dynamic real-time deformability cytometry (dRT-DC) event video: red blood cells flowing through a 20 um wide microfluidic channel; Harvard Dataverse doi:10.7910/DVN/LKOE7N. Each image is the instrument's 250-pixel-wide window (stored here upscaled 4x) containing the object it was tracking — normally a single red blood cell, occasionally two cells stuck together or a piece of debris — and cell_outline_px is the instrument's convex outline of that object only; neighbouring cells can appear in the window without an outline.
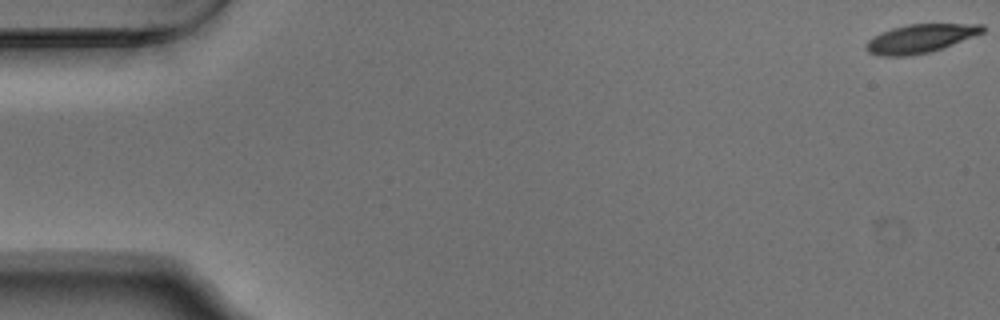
{"species": "Egyptian fruit bat (a non-hibernating species)", "species_latin": "Rousettus aegyptiacus", "temperature_condition": "warm", "stored_images_in_passage": 55, "camera_frame_rate_fps": 3000, "um_per_image_px": 0.085, "animal": {"sex": "male"}, "frame": {"image": 1, "passage_image": 1, "time_ms": 0.0, "image_size_px": [1000, 320], "cell_outline_px": [[984, 32], [944, 48], [912, 56], [880, 56], [868, 52], [864, 48], [864, 44], [872, 36], [880, 32], [892, 28], [908, 24], [984, 24]], "centroid_in_image_um": [78.18, 3.28], "position_along_channel_um": 6.8, "area_um2": 19.59}}
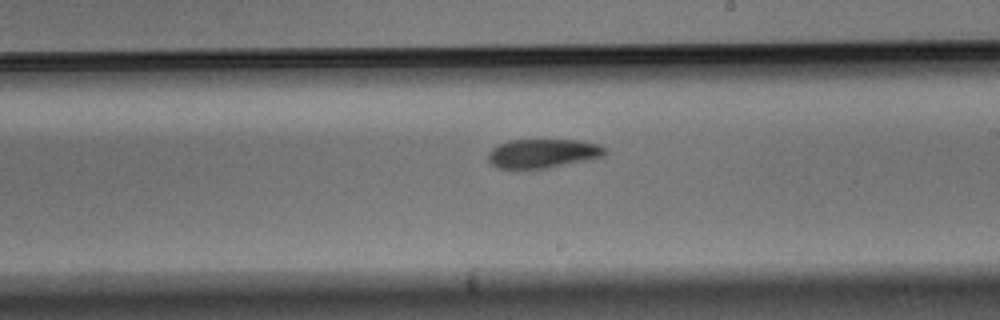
{"frame": {"image": 2, "passage_image": 32, "time_ms": 10.333, "image_size_px": [1000, 320], "cell_outline_px": [[608, 152], [604, 156], [592, 160], [544, 168], [516, 172], [496, 168], [488, 160], [488, 152], [496, 144], [508, 140], [580, 140], [600, 144], [608, 148]], "centroid_in_image_um": [46.13, 13.07], "position_along_channel_um": 242.9, "area_um2": 20.81}}
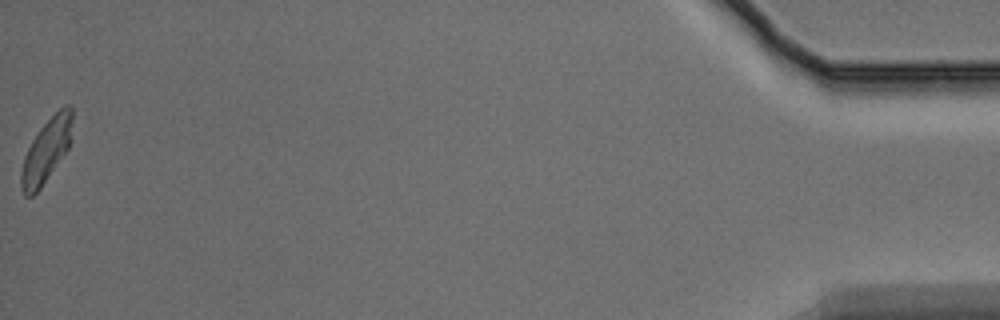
{"frame": {"image": 3, "passage_image": 55, "time_ms": 18.0, "image_size_px": [1000, 320], "cell_outline_px": [[72, 140], [68, 148], [40, 188], [32, 196], [24, 196], [20, 188], [20, 172], [24, 156], [32, 140], [40, 128], [64, 104], [68, 104], [72, 108]], "centroid_in_image_um": [3.93, 12.8], "position_along_channel_um": 431.3, "area_um2": 18.9}, "authors_computed_cell_mechanics": {"area_um2": 19.9988, "velocity_mm_per_s": 3.7237, "shape_relaxation_time_tau1_ms": 4.2528, "shape_relaxation_time_tau2_ms": 3.9173, "deformation_change_tau1": 0.1436, "deformation_change_tau2": 0.1038}}